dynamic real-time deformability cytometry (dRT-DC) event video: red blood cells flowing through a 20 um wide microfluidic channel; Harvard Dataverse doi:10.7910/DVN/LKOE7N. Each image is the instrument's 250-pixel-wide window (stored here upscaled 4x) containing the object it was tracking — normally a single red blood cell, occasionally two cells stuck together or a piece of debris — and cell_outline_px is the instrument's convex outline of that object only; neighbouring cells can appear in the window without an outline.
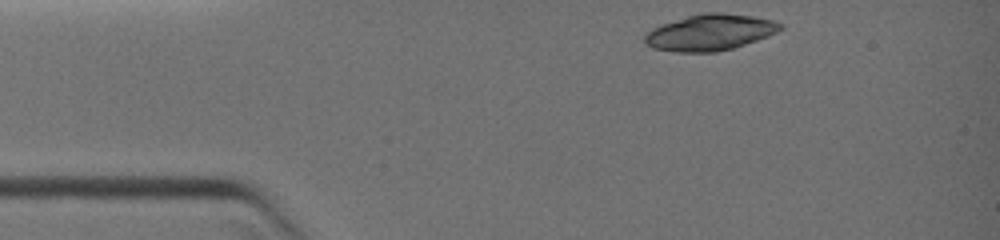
{"species": "common noctule bat (a hibernating species)", "species_latin": "Nyctalus noctula", "temperature_condition": "warm", "stored_images_in_passage": 8, "camera_frame_rate_fps": 3000, "um_per_image_px": 0.085, "animal": {"sex": "female", "body_mass_g": 19.0, "forearm_length_mm": 51.5}, "frame": {"image": 1, "passage_image": 1, "time_ms": 0.0, "image_size_px": [1000, 240], "cell_outline_px": [[784, 28], [768, 36], [732, 48], [716, 52], [676, 52], [652, 48], [644, 44], [644, 36], [652, 28], [700, 12], [724, 12], [752, 16], [772, 20], [784, 24]], "centroid_in_image_um": [60.35, 2.75], "position_along_channel_um": 24.7, "area_um2": 28.55}}
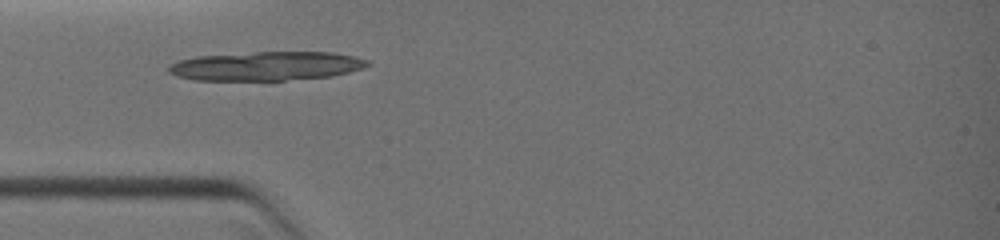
{"frame": {"image": 2, "passage_image": 6, "time_ms": 2.0, "image_size_px": [1000, 240], "cell_outline_px": [[372, 64], [364, 68], [332, 76], [284, 80], [196, 80], [176, 76], [168, 72], [168, 64], [180, 60], [196, 56], [256, 52], [332, 52], [356, 56], [368, 60]], "centroid_in_image_um": [22.65, 5.61], "position_along_channel_um": 62.3, "area_um2": 33.7}}
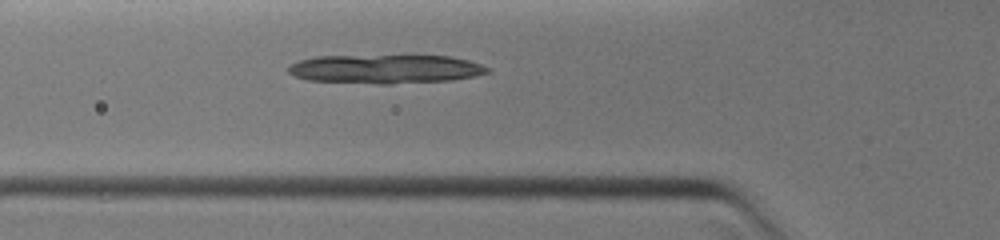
{"frame": {"image": 3, "passage_image": 8, "time_ms": 2.667, "image_size_px": [1000, 240], "cell_outline_px": [[488, 72], [472, 76], [452, 80], [392, 84], [380, 84], [308, 80], [296, 76], [288, 72], [288, 64], [312, 56], [448, 56], [468, 60], [480, 64], [488, 68]], "centroid_in_image_um": [32.7, 5.87], "position_along_channel_um": 93.1, "area_um2": 33.35}}